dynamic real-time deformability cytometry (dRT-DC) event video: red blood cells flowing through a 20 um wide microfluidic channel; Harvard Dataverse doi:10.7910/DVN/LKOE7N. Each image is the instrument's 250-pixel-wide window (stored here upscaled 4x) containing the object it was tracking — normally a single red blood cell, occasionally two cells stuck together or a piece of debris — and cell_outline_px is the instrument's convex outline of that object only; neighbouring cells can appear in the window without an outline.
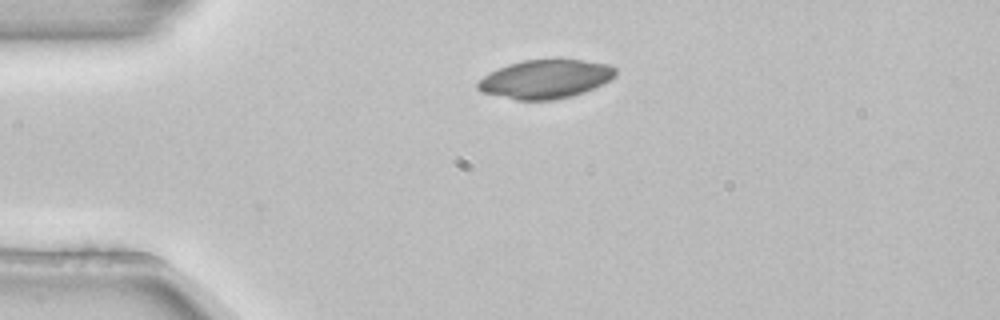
{"species": "common noctule bat (a hibernating species)", "species_latin": "Nyctalus noctula", "temperature_condition": "room temperature", "stored_images_in_passage": 2, "camera_frame_rate_fps": 3000, "um_per_image_px": 0.085, "animal": {"sex": "female", "body_mass_g": 22.7, "forearm_length_mm": 54.2}, "frame": {"image": 1, "passage_image": 2, "time_ms": 0.333, "image_size_px": [1000, 320], "cell_outline_px": [[616, 76], [584, 92], [572, 96], [552, 100], [516, 100], [480, 92], [476, 88], [476, 84], [484, 76], [508, 64], [524, 60], [584, 60], [608, 64], [616, 68]], "centroid_in_image_um": [46.35, 6.73], "position_along_channel_um": 38.7, "area_um2": 30.81}}